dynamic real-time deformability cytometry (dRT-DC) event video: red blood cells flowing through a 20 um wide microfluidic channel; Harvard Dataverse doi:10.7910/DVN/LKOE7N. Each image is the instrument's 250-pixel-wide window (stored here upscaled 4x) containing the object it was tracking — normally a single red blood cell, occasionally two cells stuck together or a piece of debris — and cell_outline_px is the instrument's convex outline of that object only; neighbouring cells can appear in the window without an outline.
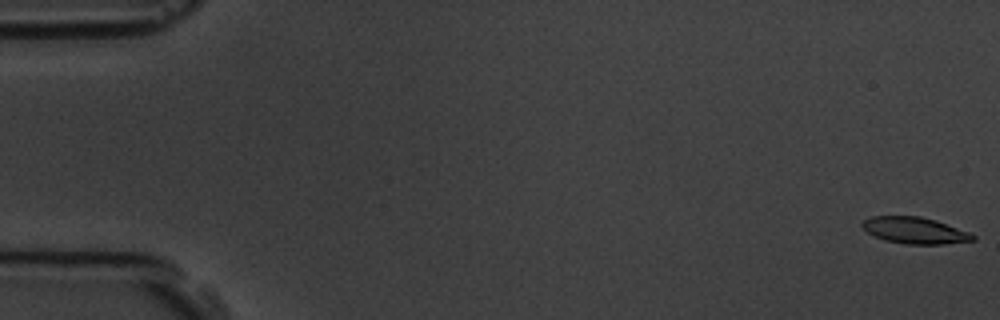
{"species": "common noctule bat (a hibernating species)", "species_latin": "Nyctalus noctula", "temperature_condition": "room temperature", "stored_images_in_passage": 6, "camera_frame_rate_fps": 3000, "um_per_image_px": 0.085, "animal": {"sex": "male", "body_mass_g": 19.5, "forearm_length_mm": 54.6}, "frame": {"image": 1, "passage_image": 1, "time_ms": 0.0, "image_size_px": [1000, 320], "cell_outline_px": [[976, 240], [940, 244], [904, 244], [884, 240], [868, 232], [860, 224], [864, 220], [872, 216], [920, 216], [936, 220], [968, 232], [976, 236]], "centroid_in_image_um": [77.75, 19.58], "position_along_channel_um": 7.2, "area_um2": 16.94}}
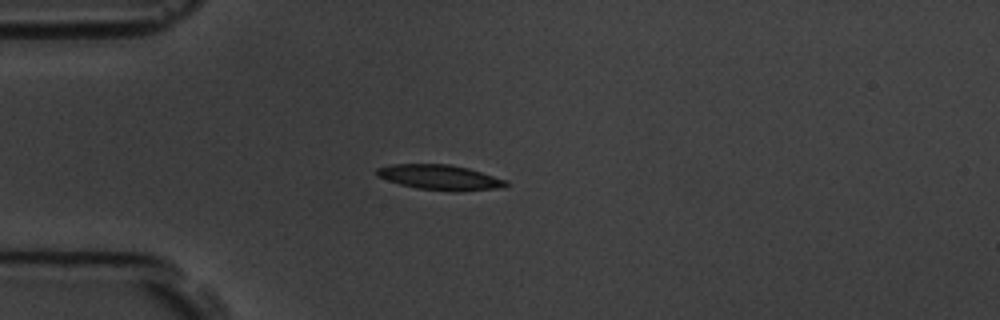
{"frame": {"image": 2, "passage_image": 5, "time_ms": 4.667, "image_size_px": [1000, 320], "cell_outline_px": [[508, 184], [504, 188], [456, 192], [452, 192], [416, 188], [400, 184], [376, 176], [376, 168], [392, 164], [448, 164], [468, 168], [508, 180]], "centroid_in_image_um": [37.43, 15.08], "position_along_channel_um": 47.6, "area_um2": 19.13}}